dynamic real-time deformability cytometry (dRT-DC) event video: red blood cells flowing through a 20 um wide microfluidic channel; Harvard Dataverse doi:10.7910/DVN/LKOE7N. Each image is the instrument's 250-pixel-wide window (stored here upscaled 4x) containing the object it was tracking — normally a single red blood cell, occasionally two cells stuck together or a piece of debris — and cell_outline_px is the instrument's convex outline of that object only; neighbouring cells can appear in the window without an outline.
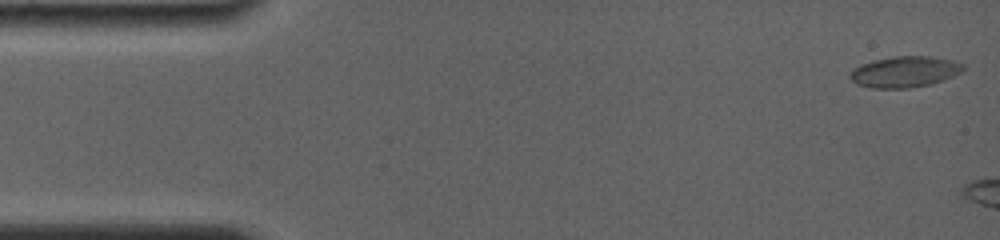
{"species": "common noctule bat (a hibernating species)", "species_latin": "Nyctalus noctula", "temperature_condition": "room temperature", "stored_images_in_passage": 5, "camera_frame_rate_fps": 4000, "um_per_image_px": 0.085, "animal": {"sex": "female", "body_mass_g": 19.0, "forearm_length_mm": 56.7}, "frame": {"image": 1, "passage_image": 1, "time_ms": 0.0, "image_size_px": [1000, 240], "cell_outline_px": [[964, 68], [960, 72], [952, 76], [932, 84], [908, 88], [872, 88], [856, 84], [848, 76], [848, 72], [852, 68], [860, 64], [876, 60], [896, 56], [928, 56], [952, 60], [964, 64]], "centroid_in_image_um": [76.85, 6.11], "position_along_channel_um": 8.2, "area_um2": 20.46}}